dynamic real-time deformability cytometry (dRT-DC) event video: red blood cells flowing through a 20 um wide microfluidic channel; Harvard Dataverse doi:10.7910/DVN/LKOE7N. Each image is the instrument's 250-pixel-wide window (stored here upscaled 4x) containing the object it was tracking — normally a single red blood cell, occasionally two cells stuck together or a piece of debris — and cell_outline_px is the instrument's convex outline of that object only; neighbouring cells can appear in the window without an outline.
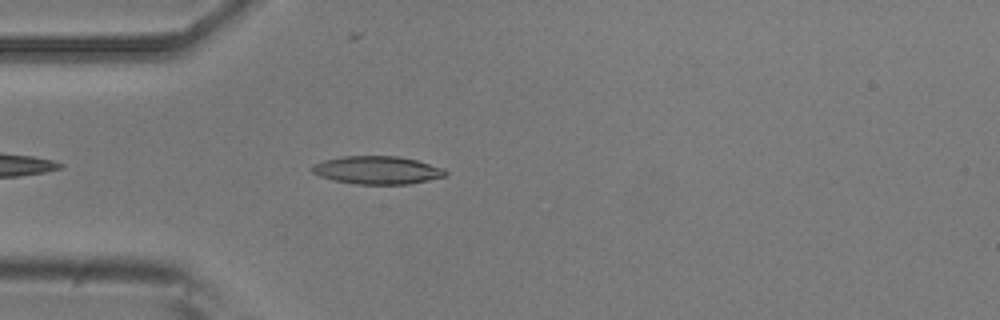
{"species": "common noctule bat (a hibernating species)", "species_latin": "Nyctalus noctula", "temperature_condition": "room temperature", "stored_images_in_passage": 14, "camera_frame_rate_fps": 3000, "um_per_image_px": 0.085, "animal": {"sex": "male", "body_mass_g": 20.5, "forearm_length_mm": 52.5}, "frame": {"image": 1, "passage_image": 4, "time_ms": 1.0, "image_size_px": [1000, 320], "cell_outline_px": [[448, 176], [408, 184], [356, 184], [336, 180], [320, 176], [312, 172], [308, 168], [324, 160], [344, 156], [396, 156], [416, 160], [444, 168], [448, 172]], "centroid_in_image_um": [32.1, 14.46], "position_along_channel_um": 52.9, "area_um2": 21.68}}
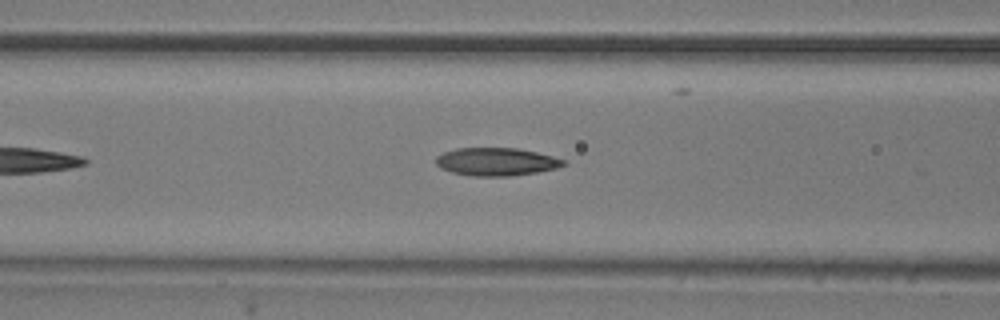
{"frame": {"image": 2, "passage_image": 10, "time_ms": 3.0, "image_size_px": [1000, 320], "cell_outline_px": [[568, 164], [556, 168], [536, 172], [508, 176], [472, 176], [452, 172], [440, 168], [436, 164], [436, 156], [444, 152], [456, 148], [516, 148], [536, 152], [552, 156], [564, 160]], "centroid_in_image_um": [42.17, 13.74], "position_along_channel_um": 124.4, "area_um2": 20.69}}
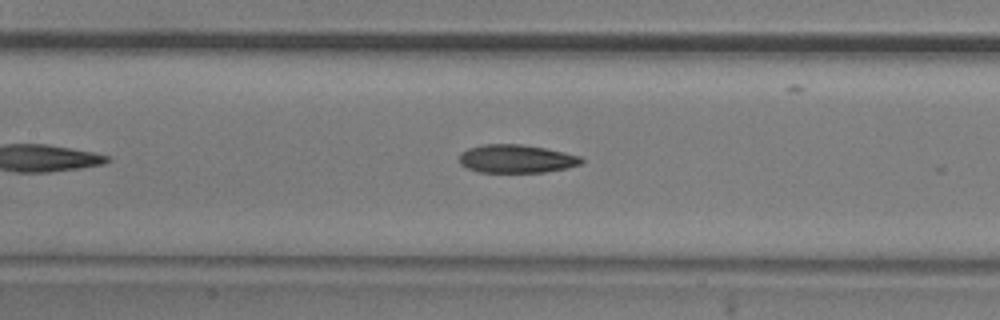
{"frame": {"image": 3, "passage_image": 13, "time_ms": 4.0, "image_size_px": [1000, 320], "cell_outline_px": [[584, 160], [580, 164], [568, 168], [544, 172], [480, 172], [468, 168], [460, 164], [460, 152], [468, 148], [484, 144], [520, 144], [544, 148], [564, 152], [580, 156]], "centroid_in_image_um": [43.89, 13.49], "position_along_channel_um": 163.5, "area_um2": 20.06}}